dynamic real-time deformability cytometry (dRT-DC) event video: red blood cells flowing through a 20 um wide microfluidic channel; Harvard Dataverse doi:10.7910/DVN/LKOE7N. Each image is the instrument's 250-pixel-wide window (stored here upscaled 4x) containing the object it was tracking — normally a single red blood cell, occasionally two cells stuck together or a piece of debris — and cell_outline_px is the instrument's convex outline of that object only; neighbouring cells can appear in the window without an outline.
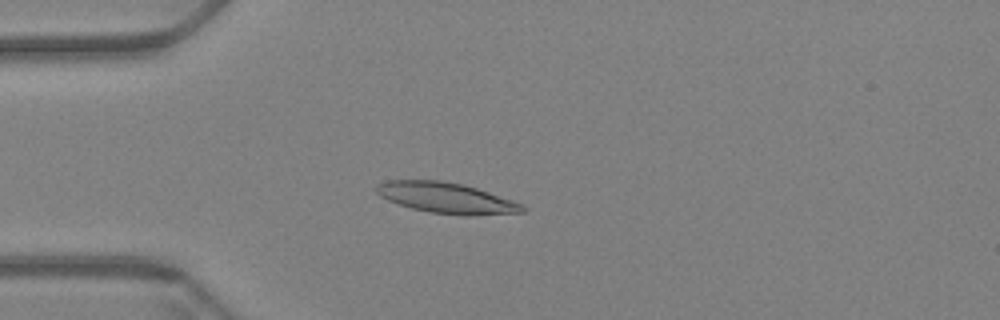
{"species": "Egyptian fruit bat (a non-hibernating species)", "species_latin": "Rousettus aegyptiacus", "temperature_condition": "warm", "stored_images_in_passage": 61, "camera_frame_rate_fps": 3000, "um_per_image_px": 0.085, "animal": {"sex": "female"}, "frame": {"image": 1, "passage_image": 17, "time_ms": 5.333, "image_size_px": [1000, 320], "cell_outline_px": [[528, 208], [524, 212], [468, 216], [428, 212], [412, 208], [388, 200], [380, 196], [372, 188], [376, 184], [388, 180], [440, 180], [464, 184], [524, 204]], "centroid_in_image_um": [37.94, 16.82], "position_along_channel_um": 47.1, "area_um2": 26.3}}
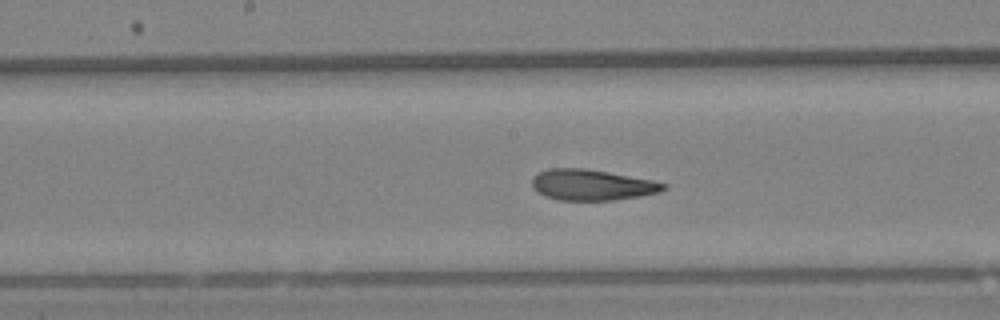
{"frame": {"image": 2, "passage_image": 32, "time_ms": 10.333, "image_size_px": [1000, 320], "cell_outline_px": [[668, 188], [660, 192], [640, 196], [612, 200], [556, 200], [544, 196], [536, 192], [532, 188], [532, 176], [548, 168], [584, 168], [608, 172], [652, 180], [668, 184]], "centroid_in_image_um": [50.29, 15.72], "position_along_channel_um": 197.9, "area_um2": 23.81}}
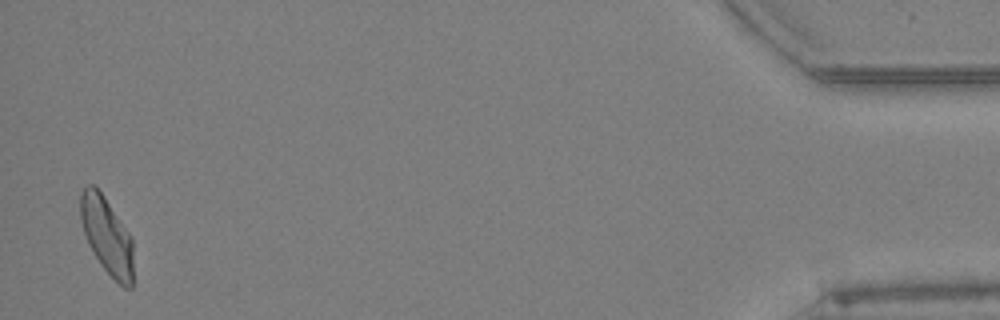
{"frame": {"image": 3, "passage_image": 60, "time_ms": 19.667, "image_size_px": [1000, 320], "cell_outline_px": [[132, 288], [124, 288], [100, 264], [92, 252], [88, 244], [80, 220], [80, 192], [88, 184], [92, 184], [104, 196], [132, 236]], "centroid_in_image_um": [9.07, 20.01], "position_along_channel_um": 426.1, "area_um2": 23.64}, "authors_computed_cell_mechanics": {"area_um2": 24.565, "velocity_mm_per_s": 3.3789, "shape_relaxation_time_tau1_ms": 9.4995, "shape_relaxation_time_tau2_ms": 2.227, "deformation_change_tau1": 0.2193, "deformation_change_tau2": 0.1023}}